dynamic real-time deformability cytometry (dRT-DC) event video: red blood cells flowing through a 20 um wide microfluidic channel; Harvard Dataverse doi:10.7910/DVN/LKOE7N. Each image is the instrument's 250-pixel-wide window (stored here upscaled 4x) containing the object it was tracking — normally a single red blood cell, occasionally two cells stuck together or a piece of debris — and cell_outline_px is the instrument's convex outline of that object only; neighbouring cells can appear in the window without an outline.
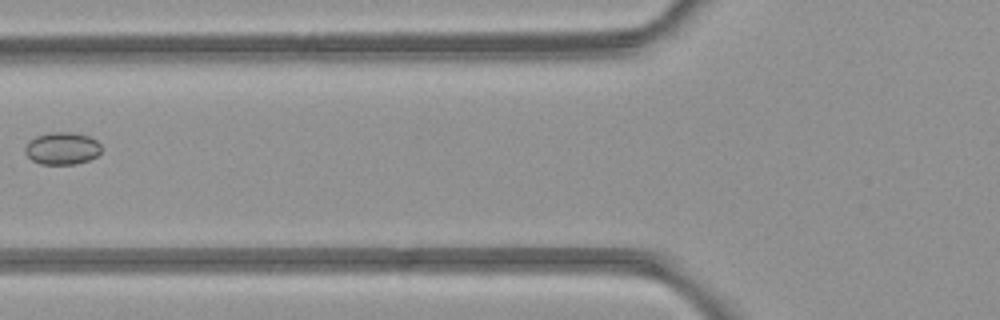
{"species": "common noctule bat (a hibernating species)", "species_latin": "Nyctalus noctula", "temperature_condition": "room temperature", "stored_images_in_passage": 6, "camera_frame_rate_fps": 3000, "um_per_image_px": 0.085, "animal": {"sex": "female", "body_mass_g": 21.9}, "frame": {"image": 1, "passage_image": 6, "time_ms": 5.667, "image_size_px": [1000, 320], "cell_outline_px": [[100, 152], [96, 156], [88, 160], [76, 164], [40, 164], [32, 160], [24, 152], [24, 148], [28, 140], [36, 136], [52, 132], [72, 132], [88, 136], [96, 140], [100, 144]], "centroid_in_image_um": [5.25, 12.61], "position_along_channel_um": 120.6, "area_um2": 14.39}}